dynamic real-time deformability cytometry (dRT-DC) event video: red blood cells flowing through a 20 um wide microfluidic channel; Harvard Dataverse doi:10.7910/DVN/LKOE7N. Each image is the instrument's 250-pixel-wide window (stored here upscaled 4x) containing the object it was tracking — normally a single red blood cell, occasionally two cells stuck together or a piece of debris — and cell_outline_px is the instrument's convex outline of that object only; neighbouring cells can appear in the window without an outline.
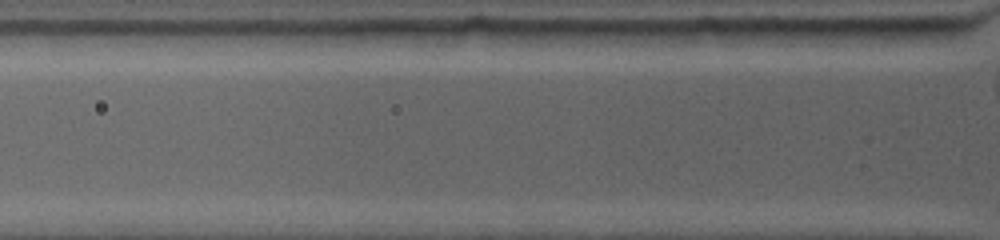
{"species": "common noctule bat (a hibernating species)", "species_latin": "Nyctalus noctula", "temperature_condition": "warm", "stored_images_in_passage": 4, "camera_frame_rate_fps": 4500, "um_per_image_px": 0.085, "animal": {"sex": "female", "body_mass_g": 19.0, "forearm_length_mm": 53.3}, "frame": {"image": 1, "passage_image": 4, "time_ms": 1.556, "image_size_px": [1000, 240], "cell_outline_px": [[952, 28], [944, 36], [900, 48], [860, 44], [844, 28]], "centroid_in_image_um": [76.13, 3.05], "position_along_channel_um": 49.7, "area_um2": 10.81}}